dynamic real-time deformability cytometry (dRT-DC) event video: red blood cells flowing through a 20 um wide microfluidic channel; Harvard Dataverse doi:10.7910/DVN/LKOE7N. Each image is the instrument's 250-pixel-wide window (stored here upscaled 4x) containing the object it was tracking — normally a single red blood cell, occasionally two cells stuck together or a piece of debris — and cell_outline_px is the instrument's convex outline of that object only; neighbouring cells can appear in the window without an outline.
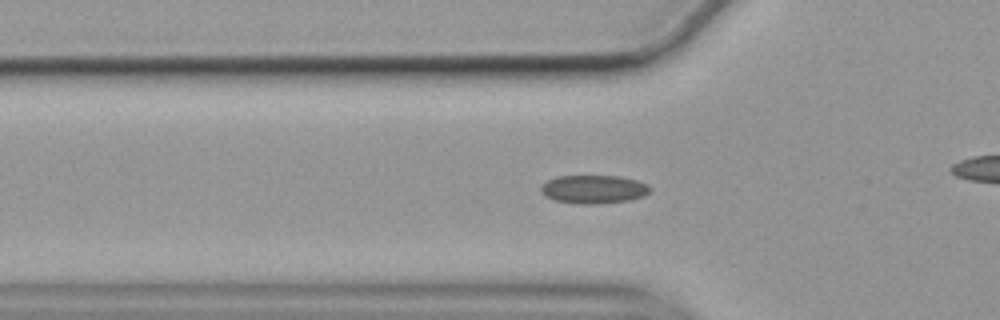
{"species": "common noctule bat (a hibernating species)", "species_latin": "Nyctalus noctula", "temperature_condition": "cold", "stored_images_in_passage": 40, "camera_frame_rate_fps": 3000, "um_per_image_px": 0.085, "animal": {"sex": "female", "body_mass_g": 19.9}, "frame": {"image": 1, "passage_image": 13, "time_ms": 4.0, "image_size_px": [1000, 320], "cell_outline_px": [[652, 188], [644, 196], [632, 200], [596, 204], [580, 204], [556, 200], [544, 196], [540, 192], [540, 184], [556, 176], [620, 176], [636, 180], [648, 184]], "centroid_in_image_um": [50.45, 16.09], "position_along_channel_um": 75.3, "area_um2": 18.26}}
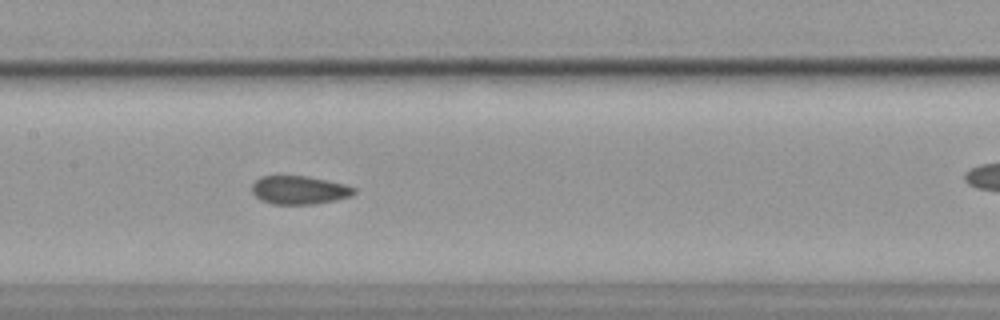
{"frame": {"image": 2, "passage_image": 22, "time_ms": 7.0, "image_size_px": [1000, 320], "cell_outline_px": [[356, 192], [352, 196], [336, 200], [312, 204], [272, 204], [260, 200], [252, 192], [252, 184], [260, 176], [308, 176], [328, 180], [344, 184], [356, 188]], "centroid_in_image_um": [25.45, 16.15], "position_along_channel_um": 182.0, "area_um2": 16.99}}
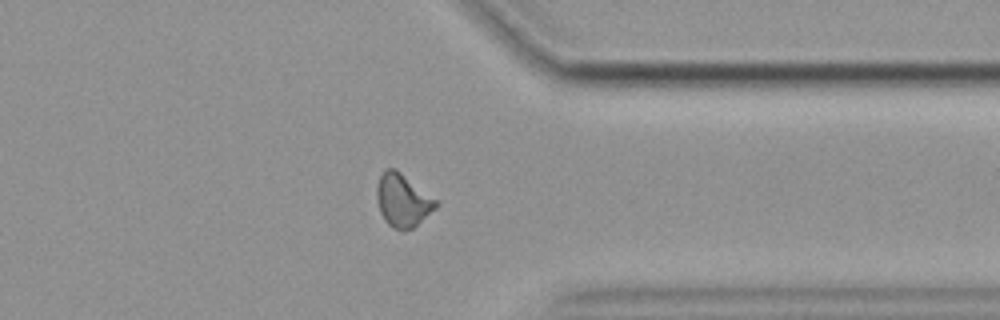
{"frame": {"image": 3, "passage_image": 39, "time_ms": 12.667, "image_size_px": [1000, 320], "cell_outline_px": [[440, 204], [436, 208], [412, 228], [404, 232], [400, 232], [392, 228], [384, 220], [380, 212], [376, 196], [376, 188], [380, 176], [388, 168], [396, 168], [436, 200]], "centroid_in_image_um": [34.21, 17.06], "position_along_channel_um": 377.2, "area_um2": 18.21}}